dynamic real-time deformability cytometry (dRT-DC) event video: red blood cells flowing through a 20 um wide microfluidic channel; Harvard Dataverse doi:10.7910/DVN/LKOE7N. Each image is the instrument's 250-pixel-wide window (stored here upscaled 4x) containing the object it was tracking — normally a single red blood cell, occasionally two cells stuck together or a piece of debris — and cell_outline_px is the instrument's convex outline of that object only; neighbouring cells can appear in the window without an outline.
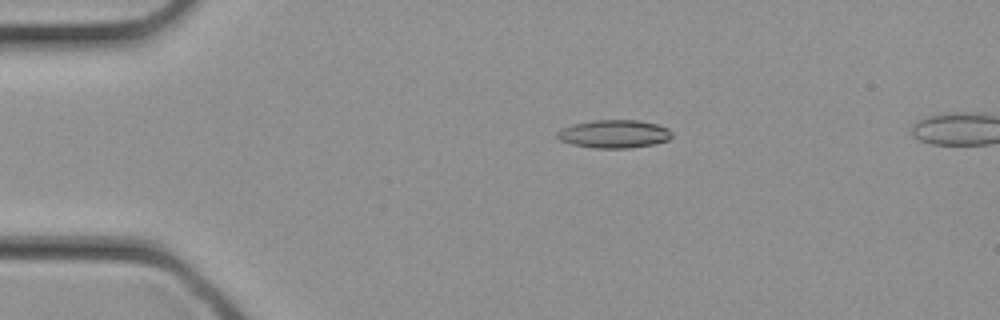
{"species": "common noctule bat (a hibernating species)", "species_latin": "Nyctalus noctula", "temperature_condition": "cold", "stored_images_in_passage": 17, "camera_frame_rate_fps": 3000, "um_per_image_px": 0.085, "animal": {"sex": "female", "body_mass_g": 21.9}, "frame": {"image": 1, "passage_image": 6, "time_ms": 1.667, "image_size_px": [1000, 320], "cell_outline_px": [[672, 136], [668, 140], [652, 144], [628, 148], [596, 148], [572, 144], [560, 140], [556, 136], [556, 132], [560, 128], [572, 124], [592, 120], [640, 120], [656, 124], [668, 128], [672, 132]], "centroid_in_image_um": [52.17, 11.37], "position_along_channel_um": 32.8, "area_um2": 18.84}}
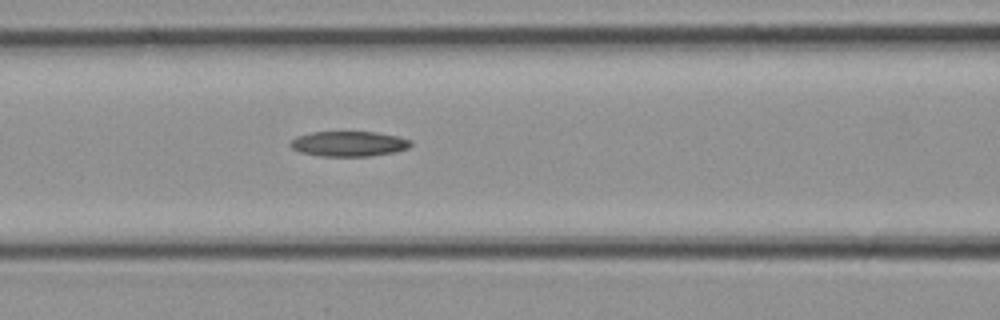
{"frame": {"image": 2, "passage_image": 13, "time_ms": 4.0, "image_size_px": [1000, 320], "cell_outline_px": [[412, 144], [408, 148], [396, 152], [372, 156], [320, 156], [300, 152], [292, 148], [288, 144], [296, 136], [312, 132], [376, 132], [400, 136], [412, 140]], "centroid_in_image_um": [29.68, 12.22], "position_along_channel_um": 136.9, "area_um2": 17.86}}
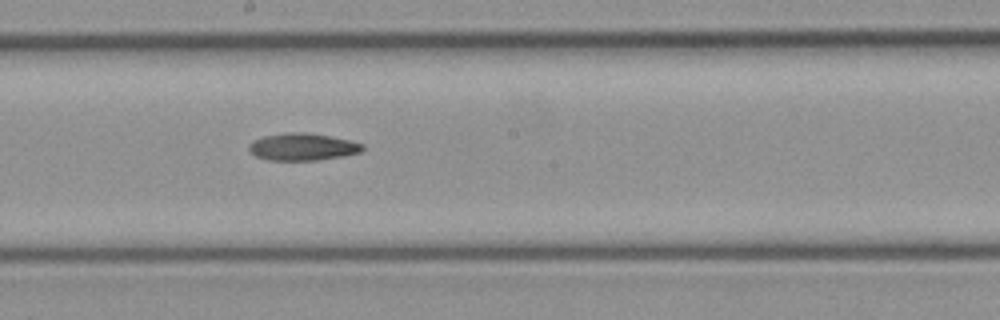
{"frame": {"image": 3, "passage_image": 17, "time_ms": 5.333, "image_size_px": [1000, 320], "cell_outline_px": [[364, 148], [360, 152], [344, 156], [316, 160], [268, 160], [256, 156], [248, 148], [248, 144], [252, 140], [264, 136], [288, 132], [304, 132], [352, 140], [364, 144]], "centroid_in_image_um": [25.72, 12.48], "position_along_channel_um": 222.5, "area_um2": 18.03}}